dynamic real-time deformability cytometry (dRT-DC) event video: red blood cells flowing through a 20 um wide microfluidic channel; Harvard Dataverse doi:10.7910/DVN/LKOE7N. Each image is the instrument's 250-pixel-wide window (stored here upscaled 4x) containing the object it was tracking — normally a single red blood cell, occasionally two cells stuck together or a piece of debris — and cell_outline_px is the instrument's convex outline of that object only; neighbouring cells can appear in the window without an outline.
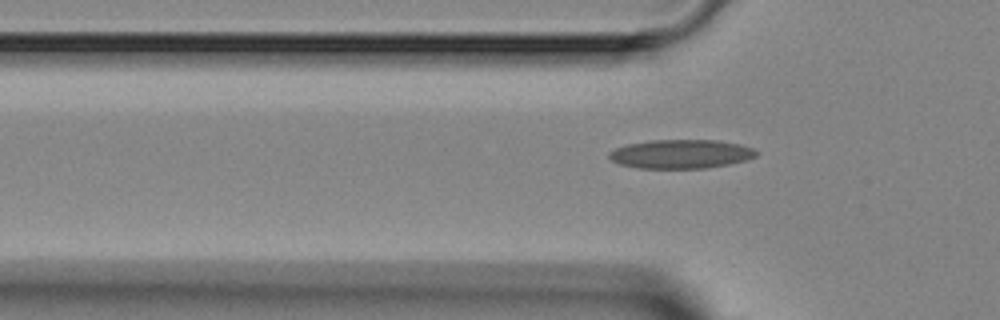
{"species": "Egyptian fruit bat (a non-hibernating species)", "species_latin": "Rousettus aegyptiacus", "temperature_condition": "room temperature", "stored_images_in_passage": 4, "camera_frame_rate_fps": 3000, "um_per_image_px": 0.085, "animal": {"sex": "female"}, "frame": {"image": 1, "passage_image": 4, "time_ms": 5.0, "image_size_px": [1000, 320], "cell_outline_px": [[756, 156], [748, 160], [728, 164], [704, 168], [640, 168], [620, 164], [612, 160], [608, 156], [608, 152], [616, 148], [628, 144], [652, 140], [716, 140], [740, 144], [752, 148], [756, 152]], "centroid_in_image_um": [57.88, 13.09], "position_along_channel_um": 67.9, "area_um2": 24.62}}